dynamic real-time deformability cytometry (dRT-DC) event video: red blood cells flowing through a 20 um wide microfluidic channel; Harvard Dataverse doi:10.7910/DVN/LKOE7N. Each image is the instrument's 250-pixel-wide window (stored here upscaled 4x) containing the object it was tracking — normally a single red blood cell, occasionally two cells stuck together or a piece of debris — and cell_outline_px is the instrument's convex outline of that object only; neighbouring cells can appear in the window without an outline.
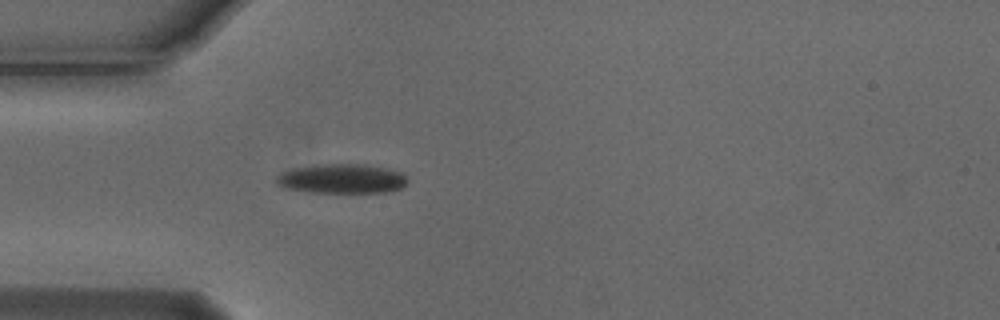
{"species": "Egyptian fruit bat (a non-hibernating species)", "species_latin": "Rousettus aegyptiacus", "temperature_condition": "cold", "stored_images_in_passage": 4, "camera_frame_rate_fps": 3000, "um_per_image_px": 0.085, "animal": {"sex": "male"}, "frame": {"image": 1, "passage_image": 4, "time_ms": 1.0, "image_size_px": [1000, 320], "cell_outline_px": [[408, 184], [400, 188], [388, 192], [308, 192], [284, 188], [276, 184], [276, 176], [280, 172], [296, 168], [324, 164], [364, 164], [384, 168], [400, 172], [408, 180]], "centroid_in_image_um": [29.03, 15.2], "position_along_channel_um": 56.0, "area_um2": 22.43}}